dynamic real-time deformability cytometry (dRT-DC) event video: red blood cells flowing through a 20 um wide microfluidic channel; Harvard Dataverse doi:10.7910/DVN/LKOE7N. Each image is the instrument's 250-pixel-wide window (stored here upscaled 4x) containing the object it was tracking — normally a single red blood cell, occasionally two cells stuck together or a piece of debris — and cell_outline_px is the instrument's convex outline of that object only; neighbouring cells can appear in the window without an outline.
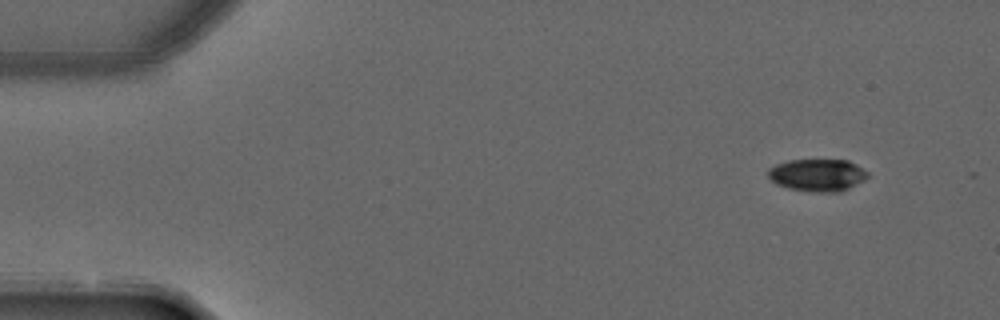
{"species": "common noctule bat (a hibernating species)", "species_latin": "Nyctalus noctula", "temperature_condition": "warm", "stored_images_in_passage": 3, "camera_frame_rate_fps": 3000, "um_per_image_px": 0.085, "animal": {"sex": "male", "forearm_length_mm": 52.5}, "frame": {"image": 1, "passage_image": 1, "time_ms": 0.0, "image_size_px": [1000, 320], "cell_outline_px": [[868, 176], [864, 180], [840, 192], [812, 192], [788, 188], [776, 184], [768, 176], [768, 168], [776, 164], [788, 160], [848, 160], [856, 164], [868, 172]], "centroid_in_image_um": [69.47, 14.88], "position_along_channel_um": 15.5, "area_um2": 18.79}}